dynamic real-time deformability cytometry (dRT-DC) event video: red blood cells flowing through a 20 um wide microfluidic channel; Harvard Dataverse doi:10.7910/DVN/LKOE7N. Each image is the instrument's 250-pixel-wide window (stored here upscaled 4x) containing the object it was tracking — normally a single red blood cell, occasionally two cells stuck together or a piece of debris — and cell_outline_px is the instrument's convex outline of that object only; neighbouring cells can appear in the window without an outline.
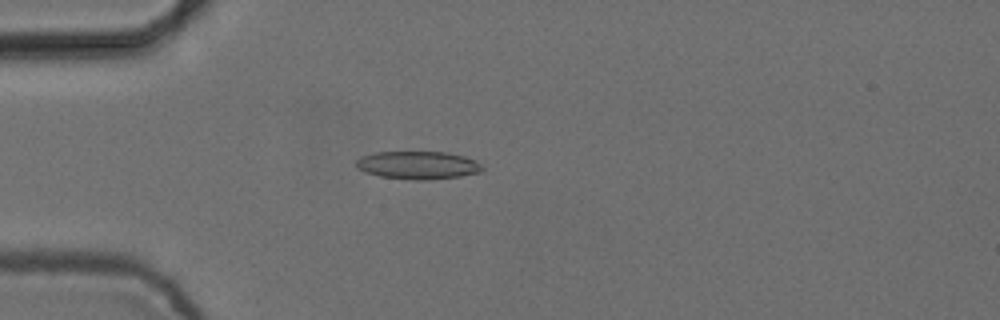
{"species": "common noctule bat (a hibernating species)", "species_latin": "Nyctalus noctula", "temperature_condition": "cold", "stored_images_in_passage": 1, "camera_frame_rate_fps": 3000, "um_per_image_px": 0.085, "animal": {"sex": "female", "body_mass_g": 24.6, "forearm_length_mm": 56.2}, "frame": {"image": 1, "passage_image": 1, "time_ms": 0.0, "image_size_px": [1000, 320], "cell_outline_px": [[484, 168], [480, 172], [460, 176], [428, 180], [416, 180], [380, 176], [364, 172], [356, 164], [356, 160], [360, 156], [376, 152], [444, 152], [464, 156], [476, 160]], "centroid_in_image_um": [35.53, 14.04], "position_along_channel_um": 49.5, "area_um2": 20.46}}